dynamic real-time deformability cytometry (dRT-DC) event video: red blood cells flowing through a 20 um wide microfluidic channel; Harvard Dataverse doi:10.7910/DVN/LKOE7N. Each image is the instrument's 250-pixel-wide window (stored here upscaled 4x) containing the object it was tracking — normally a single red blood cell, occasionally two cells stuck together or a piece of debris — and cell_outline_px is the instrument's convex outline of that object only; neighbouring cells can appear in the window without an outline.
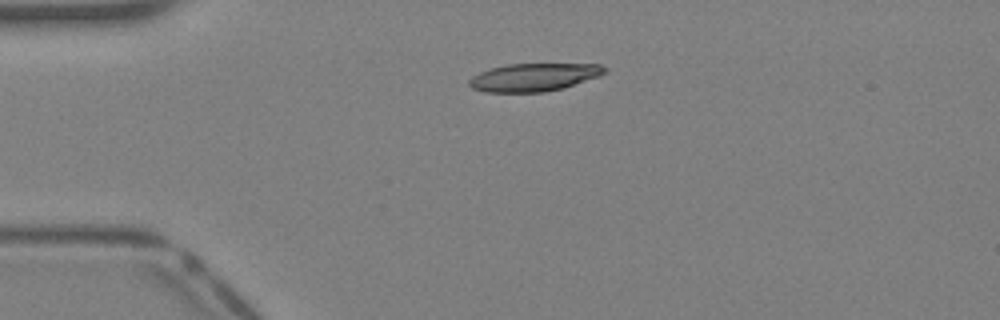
{"species": "Egyptian fruit bat (a non-hibernating species)", "species_latin": "Rousettus aegyptiacus", "temperature_condition": "warm", "stored_images_in_passage": 12, "camera_frame_rate_fps": 3000, "um_per_image_px": 0.085, "animal": {"sex": "female"}, "frame": {"image": 1, "passage_image": 1, "time_ms": 0.0, "image_size_px": [1000, 320], "cell_outline_px": [[608, 72], [600, 76], [564, 88], [544, 92], [484, 92], [472, 88], [468, 84], [468, 80], [472, 76], [480, 72], [492, 68], [508, 64], [600, 64], [608, 68]], "centroid_in_image_um": [45.41, 6.57], "position_along_channel_um": 39.6, "area_um2": 22.2}}
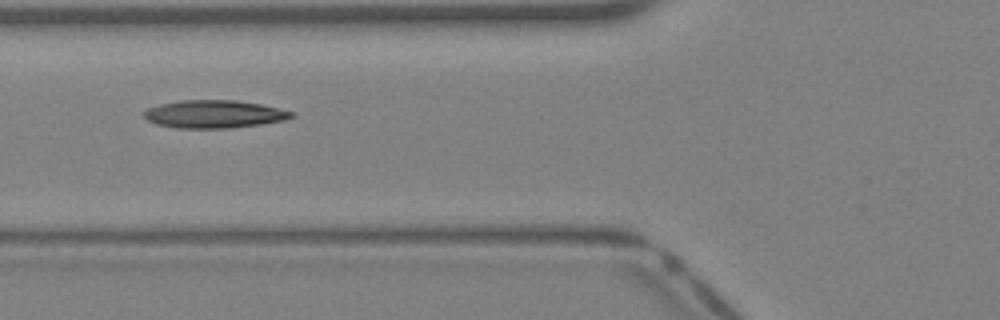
{"frame": {"image": 2, "passage_image": 7, "time_ms": 2.0, "image_size_px": [1000, 320], "cell_outline_px": [[296, 116], [284, 120], [260, 124], [228, 128], [176, 128], [156, 124], [148, 120], [144, 116], [144, 112], [148, 108], [160, 104], [180, 100], [236, 100], [260, 104], [292, 112]], "centroid_in_image_um": [18.18, 9.7], "position_along_channel_um": 107.6, "area_um2": 23.76}}
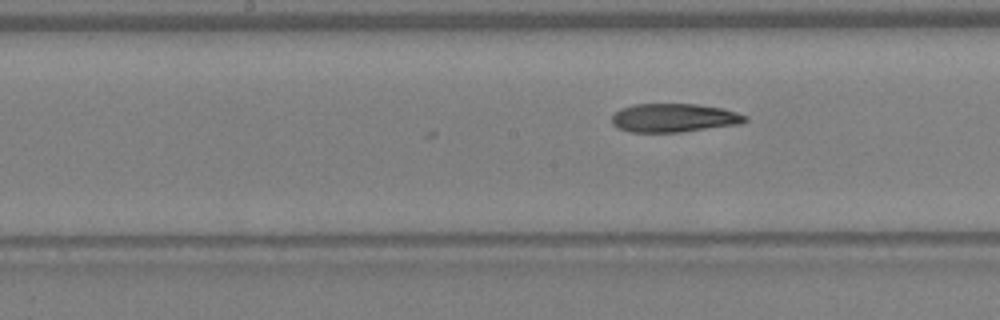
{"frame": {"image": 3, "passage_image": 12, "time_ms": 3.667, "image_size_px": [1000, 320], "cell_outline_px": [[748, 120], [740, 124], [680, 132], [628, 132], [616, 128], [612, 124], [612, 116], [620, 108], [636, 104], [696, 104], [724, 108], [748, 116]], "centroid_in_image_um": [57.28, 10.02], "position_along_channel_um": 190.9, "area_um2": 22.37}}